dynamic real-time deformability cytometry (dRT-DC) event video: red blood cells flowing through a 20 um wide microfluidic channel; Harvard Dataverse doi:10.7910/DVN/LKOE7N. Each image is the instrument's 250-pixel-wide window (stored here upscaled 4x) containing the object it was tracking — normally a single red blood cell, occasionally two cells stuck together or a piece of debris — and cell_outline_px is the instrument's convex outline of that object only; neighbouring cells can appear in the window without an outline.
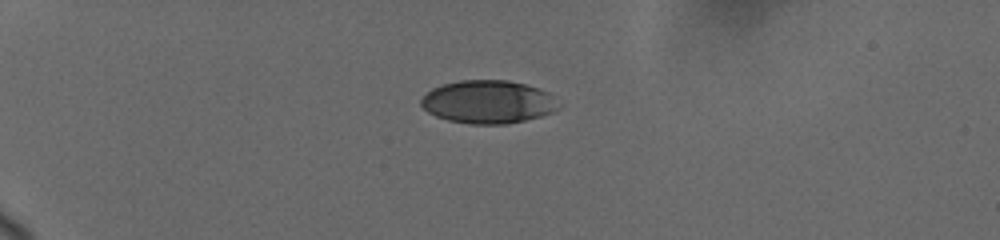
{"species": "human", "species_latin": "Homo sapiens", "temperature_condition": "cold", "stored_images_in_passage": 5, "camera_frame_rate_fps": 3000, "um_per_image_px": 0.085, "donor": {"sex": "female"}, "frame": {"image": 1, "passage_image": 1, "time_ms": 0.0, "image_size_px": [1000, 240], "cell_outline_px": [[556, 108], [552, 112], [540, 116], [524, 120], [504, 124], [472, 124], [448, 120], [436, 116], [428, 112], [420, 104], [420, 100], [432, 88], [444, 84], [460, 80], [508, 80], [540, 88], [548, 92], [556, 104]], "centroid_in_image_um": [41.44, 8.65], "position_along_channel_um": 43.6, "area_um2": 34.1}}
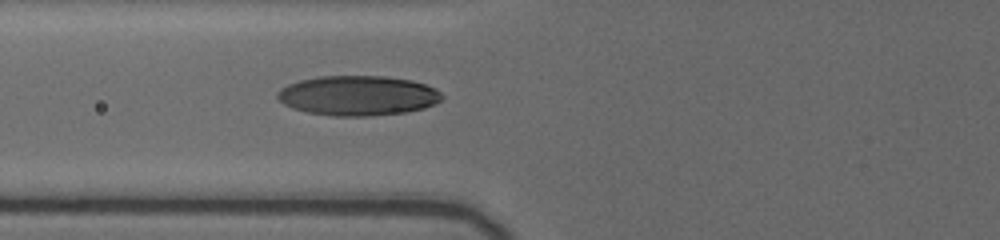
{"frame": {"image": 2, "passage_image": 5, "time_ms": 3.0, "image_size_px": [1000, 240], "cell_outline_px": [[444, 96], [440, 100], [424, 108], [404, 112], [368, 116], [336, 116], [308, 112], [292, 108], [284, 104], [276, 96], [276, 92], [280, 88], [288, 84], [300, 80], [316, 76], [384, 76], [412, 80], [436, 88]], "centroid_in_image_um": [30.4, 8.11], "position_along_channel_um": 95.4, "area_um2": 38.21}}